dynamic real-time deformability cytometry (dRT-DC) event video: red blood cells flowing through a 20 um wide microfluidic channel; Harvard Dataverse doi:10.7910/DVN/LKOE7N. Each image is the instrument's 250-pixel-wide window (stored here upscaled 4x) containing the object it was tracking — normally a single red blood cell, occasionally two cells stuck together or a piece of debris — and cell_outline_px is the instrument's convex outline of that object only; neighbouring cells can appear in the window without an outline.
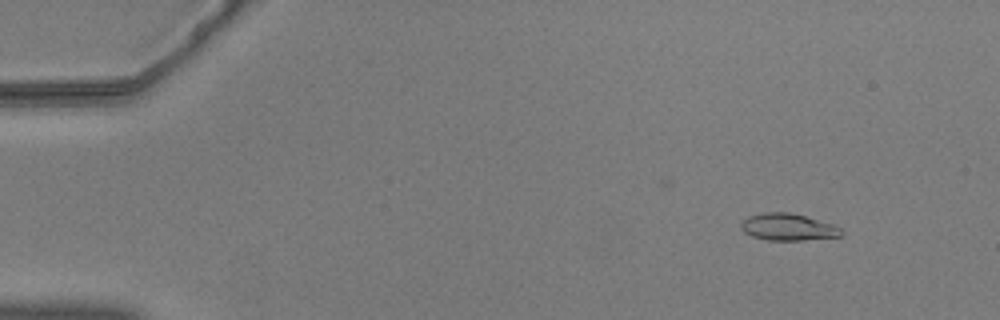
{"species": "common noctule bat (a hibernating species)", "species_latin": "Nyctalus noctula", "temperature_condition": "warm", "stored_images_in_passage": 57, "camera_frame_rate_fps": 3000, "um_per_image_px": 0.085, "animal": {"sex": "male", "body_mass_g": 20.5, "forearm_length_mm": 52.5}, "frame": {"image": 1, "passage_image": 6, "time_ms": 1.667, "image_size_px": [1000, 320], "cell_outline_px": [[844, 232], [840, 236], [804, 240], [768, 240], [752, 236], [744, 232], [740, 228], [740, 224], [748, 216], [764, 212], [788, 212], [804, 216], [832, 224], [840, 228]], "centroid_in_image_um": [66.95, 19.3], "position_along_channel_um": 18.0, "area_um2": 15.61}}
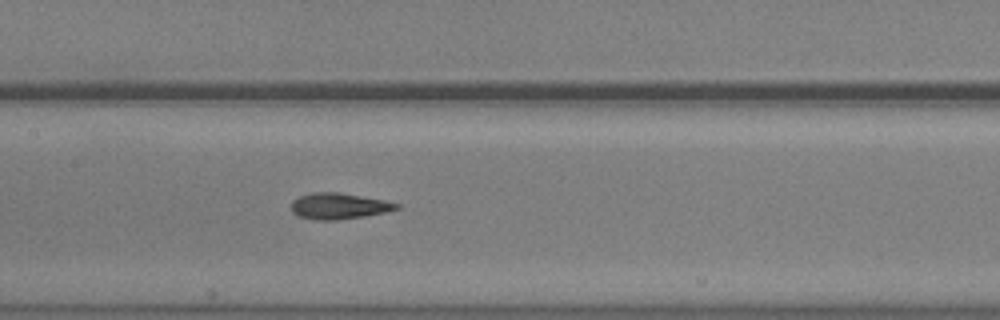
{"frame": {"image": 2, "passage_image": 28, "time_ms": 9.0, "image_size_px": [1000, 320], "cell_outline_px": [[400, 208], [384, 212], [364, 216], [336, 220], [312, 220], [296, 216], [292, 212], [292, 200], [300, 196], [312, 192], [336, 192], [384, 200], [400, 204]], "centroid_in_image_um": [28.76, 17.52], "position_along_channel_um": 178.6, "area_um2": 15.95}}
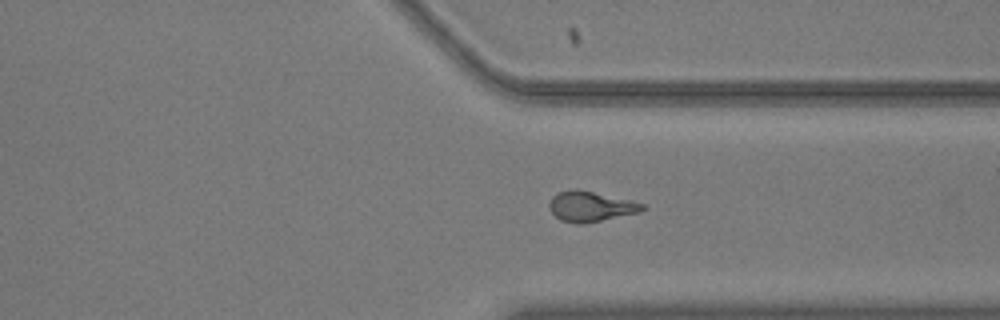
{"frame": {"image": 3, "passage_image": 43, "time_ms": 14.0, "image_size_px": [1000, 320], "cell_outline_px": [[648, 208], [640, 212], [584, 224], [576, 224], [560, 220], [548, 208], [548, 204], [552, 196], [560, 192], [572, 188], [576, 188], [628, 200], [644, 204]], "centroid_in_image_um": [50.18, 17.55], "position_along_channel_um": 361.2, "area_um2": 16.42}, "authors_computed_cell_mechanics": {"area_um2": 15.8372, "velocity_mm_per_s": 3.6548, "shape_relaxation_time_tau1_ms": 2.2812, "shape_relaxation_time_tau2_ms": 2.0918, "deformation_change_tau1": 0.1612, "deformation_change_tau2": 0.125}}